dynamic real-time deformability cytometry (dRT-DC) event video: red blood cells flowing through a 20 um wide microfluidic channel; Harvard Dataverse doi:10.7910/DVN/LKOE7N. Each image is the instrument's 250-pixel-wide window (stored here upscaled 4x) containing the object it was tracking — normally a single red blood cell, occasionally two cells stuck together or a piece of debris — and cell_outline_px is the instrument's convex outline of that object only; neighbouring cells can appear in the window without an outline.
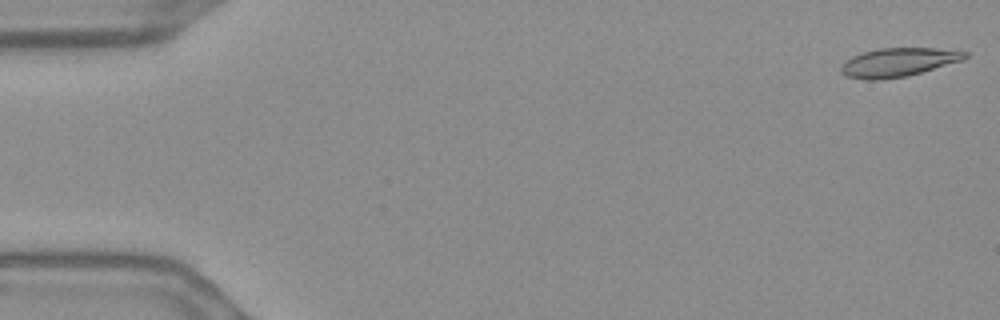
{"species": "Egyptian fruit bat (a non-hibernating species)", "species_latin": "Rousettus aegyptiacus", "temperature_condition": "warm", "stored_images_in_passage": 55, "camera_frame_rate_fps": 3000, "um_per_image_px": 0.085, "frame": {"image": 1, "passage_image": 1, "time_ms": 0.0, "image_size_px": [1000, 320], "cell_outline_px": [[968, 56], [964, 60], [908, 76], [876, 80], [864, 80], [848, 76], [840, 72], [840, 68], [844, 60], [852, 56], [864, 52], [880, 48], [936, 48], [968, 52]], "centroid_in_image_um": [76.35, 5.3], "position_along_channel_um": 8.7, "area_um2": 20.81}}
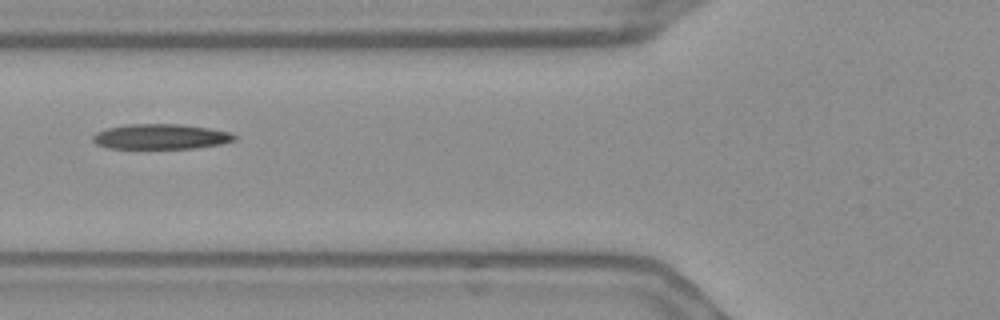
{"frame": {"image": 2, "passage_image": 21, "time_ms": 6.667, "image_size_px": [1000, 320], "cell_outline_px": [[236, 140], [220, 144], [196, 148], [108, 148], [96, 144], [92, 140], [92, 136], [96, 132], [108, 128], [132, 124], [180, 124], [208, 128], [228, 132], [236, 136]], "centroid_in_image_um": [13.65, 11.61], "position_along_channel_um": 112.1, "area_um2": 20.58}}
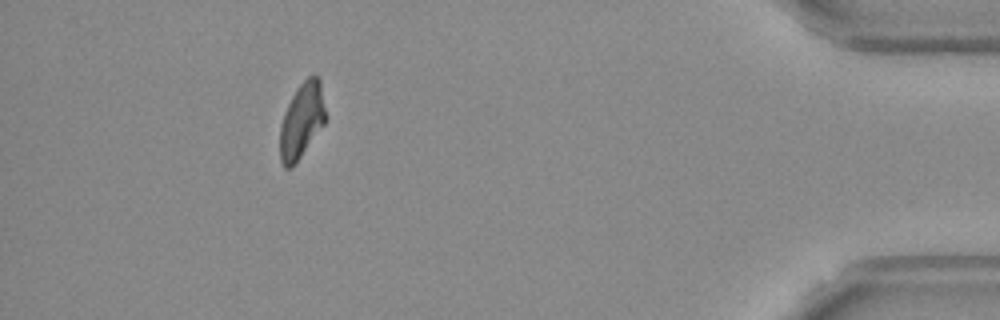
{"frame": {"image": 3, "passage_image": 50, "time_ms": 16.333, "image_size_px": [1000, 320], "cell_outline_px": [[328, 116], [324, 124], [292, 168], [284, 168], [280, 160], [280, 124], [284, 112], [296, 88], [308, 76], [316, 76], [320, 80]], "centroid_in_image_um": [25.66, 10.24], "position_along_channel_um": 409.5, "area_um2": 20.17}, "authors_computed_cell_mechanics": {"area_um2": 21.0392, "velocity_mm_per_s": 3.6665, "shape_relaxation_time_tau1_ms": 10.651, "shape_relaxation_time_tau2_ms": 5.7351, "deformation_change_tau1": 0.2515, "deformation_change_tau2": 0.1425}}